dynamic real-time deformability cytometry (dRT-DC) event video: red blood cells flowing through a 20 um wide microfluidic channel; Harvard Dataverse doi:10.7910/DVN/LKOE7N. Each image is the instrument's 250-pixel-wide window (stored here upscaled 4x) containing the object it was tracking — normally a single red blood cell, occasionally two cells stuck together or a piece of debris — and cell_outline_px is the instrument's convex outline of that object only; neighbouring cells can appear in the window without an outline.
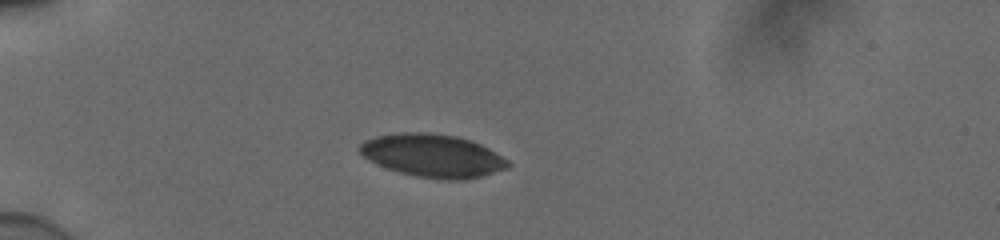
{"species": "human", "species_latin": "Homo sapiens", "temperature_condition": "cold", "stored_images_in_passage": 39, "camera_frame_rate_fps": 3000, "um_per_image_px": 0.085, "donor": {"sex": "male"}, "frame": {"image": 1, "passage_image": 1, "time_ms": 0.0, "image_size_px": [1000, 240], "cell_outline_px": [[512, 164], [508, 168], [480, 176], [464, 180], [444, 180], [416, 176], [400, 172], [376, 164], [364, 156], [356, 148], [364, 140], [376, 136], [400, 132], [428, 132], [456, 136], [472, 140], [488, 148], [508, 160]], "centroid_in_image_um": [36.78, 13.22], "position_along_channel_um": 48.2, "area_um2": 37.22}}
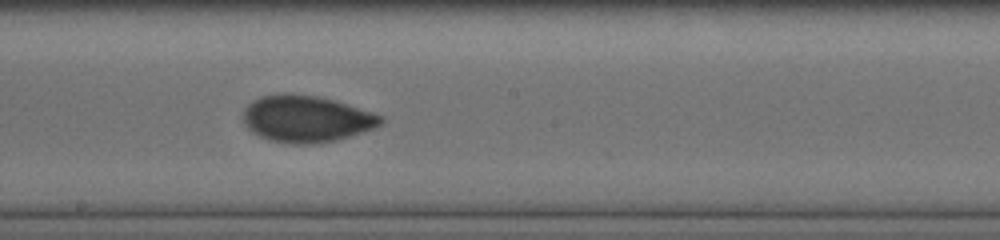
{"frame": {"image": 2, "passage_image": 17, "time_ms": 5.333, "image_size_px": [1000, 240], "cell_outline_px": [[384, 120], [380, 124], [372, 128], [336, 140], [312, 144], [292, 144], [268, 140], [252, 132], [244, 124], [244, 108], [252, 100], [260, 96], [280, 92], [284, 92], [316, 96], [332, 100], [372, 112], [380, 116]], "centroid_in_image_um": [25.96, 10.09], "position_along_channel_um": 222.2, "area_um2": 37.22}}
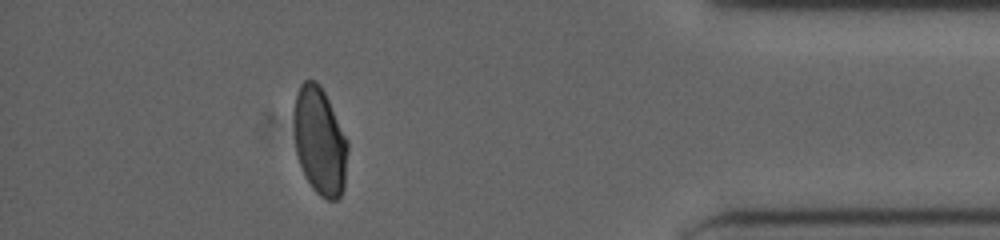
{"frame": {"image": 3, "passage_image": 34, "time_ms": 11.0, "image_size_px": [1000, 240], "cell_outline_px": [[348, 148], [344, 188], [340, 196], [336, 200], [328, 200], [320, 196], [312, 188], [300, 164], [296, 152], [292, 120], [292, 112], [296, 96], [300, 84], [304, 80], [316, 80], [320, 84], [348, 140]], "centroid_in_image_um": [27.17, 11.98], "position_along_channel_um": 408.0, "area_um2": 34.04}, "authors_computed_cell_mechanics": {"area_um2": 36.5874, "velocity_mm_per_s": 3.9033, "shape_relaxation_time_tau1_ms": 4.8111, "shape_relaxation_time_tau2_ms": 0.8905, "deformation_change_tau1": 0.1255, "deformation_change_tau2": 0.0368}}